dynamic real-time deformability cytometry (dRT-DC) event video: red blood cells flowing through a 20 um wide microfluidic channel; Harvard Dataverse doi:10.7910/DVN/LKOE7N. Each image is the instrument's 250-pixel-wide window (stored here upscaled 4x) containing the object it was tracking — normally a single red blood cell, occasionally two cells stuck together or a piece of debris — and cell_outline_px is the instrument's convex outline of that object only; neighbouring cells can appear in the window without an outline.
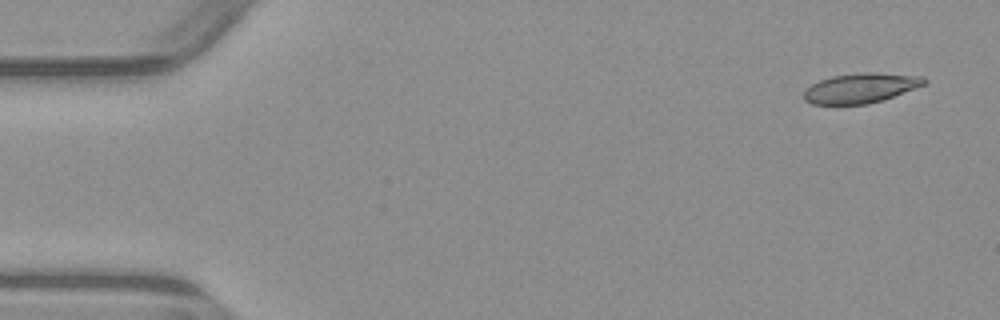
{"species": "common noctule bat (a hibernating species)", "species_latin": "Nyctalus noctula", "temperature_condition": "warm", "stored_images_in_passage": 7, "camera_frame_rate_fps": 3000, "um_per_image_px": 0.085, "animal": {"sex": "male", "body_mass_g": 23.1, "forearm_length_mm": 52.7}, "frame": {"image": 1, "passage_image": 1, "time_ms": 0.0, "image_size_px": [1000, 320], "cell_outline_px": [[928, 80], [924, 84], [884, 100], [868, 104], [812, 104], [804, 100], [804, 88], [820, 80], [832, 76], [864, 72], [872, 72], [924, 76]], "centroid_in_image_um": [73.15, 7.48], "position_along_channel_um": 11.9, "area_um2": 20.92}}
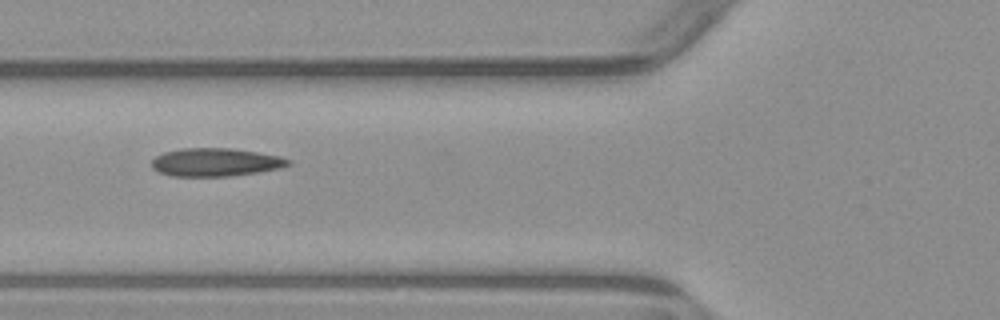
{"frame": {"image": 2, "passage_image": 6, "time_ms": 5.667, "image_size_px": [1000, 320], "cell_outline_px": [[292, 164], [280, 168], [232, 176], [172, 176], [156, 172], [152, 168], [152, 160], [156, 156], [164, 152], [180, 148], [232, 148], [280, 156], [292, 160]], "centroid_in_image_um": [18.31, 13.79], "position_along_channel_um": 107.5, "area_um2": 22.54}}
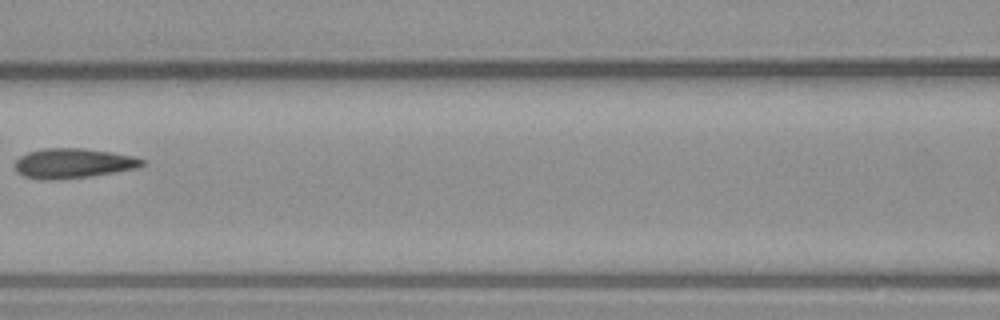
{"frame": {"image": 3, "passage_image": 7, "time_ms": 7.0, "image_size_px": [1000, 320], "cell_outline_px": [[144, 164], [140, 168], [92, 176], [52, 180], [40, 180], [24, 176], [16, 172], [12, 164], [20, 156], [28, 152], [44, 148], [84, 148], [112, 152], [132, 156], [144, 160]], "centroid_in_image_um": [6.18, 13.89], "position_along_channel_um": 160.4, "area_um2": 22.43}}